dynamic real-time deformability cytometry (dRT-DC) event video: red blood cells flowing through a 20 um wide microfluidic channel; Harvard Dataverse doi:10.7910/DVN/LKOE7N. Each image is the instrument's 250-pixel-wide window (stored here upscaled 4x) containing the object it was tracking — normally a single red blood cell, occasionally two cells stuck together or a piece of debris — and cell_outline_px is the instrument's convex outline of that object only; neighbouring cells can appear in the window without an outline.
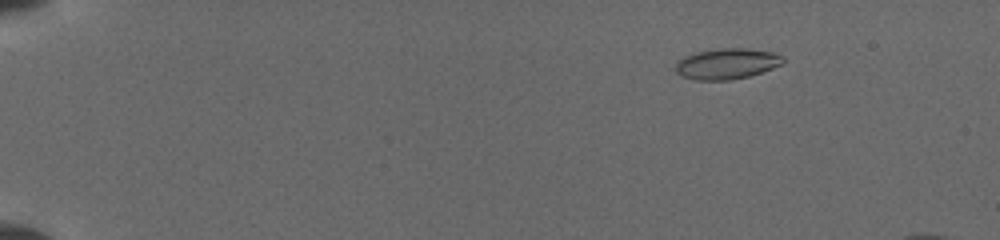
{"species": "common noctule bat (a hibernating species)", "species_latin": "Nyctalus noctula", "temperature_condition": "cold", "stored_images_in_passage": 25, "camera_frame_rate_fps": 3000, "um_per_image_px": 0.085, "animal": {"sex": "female", "body_mass_g": 19.5, "forearm_length_mm": 54.1}, "frame": {"image": 1, "passage_image": 8, "time_ms": 2.667, "image_size_px": [1000, 240], "cell_outline_px": [[784, 64], [748, 76], [728, 80], [696, 80], [680, 76], [676, 72], [676, 64], [684, 56], [696, 52], [720, 48], [748, 48], [776, 52], [784, 56]], "centroid_in_image_um": [61.81, 5.41], "position_along_channel_um": 23.2, "area_um2": 19.36}}
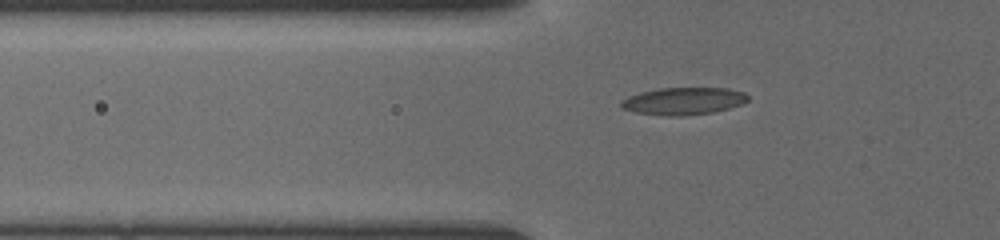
{"frame": {"image": 2, "passage_image": 20, "time_ms": 6.667, "image_size_px": [1000, 240], "cell_outline_px": [[748, 100], [740, 104], [728, 108], [712, 112], [680, 116], [668, 116], [636, 112], [624, 108], [620, 104], [620, 100], [628, 96], [660, 88], [728, 88], [744, 92], [748, 96]], "centroid_in_image_um": [58.1, 8.58], "position_along_channel_um": 67.7, "area_um2": 19.88}}
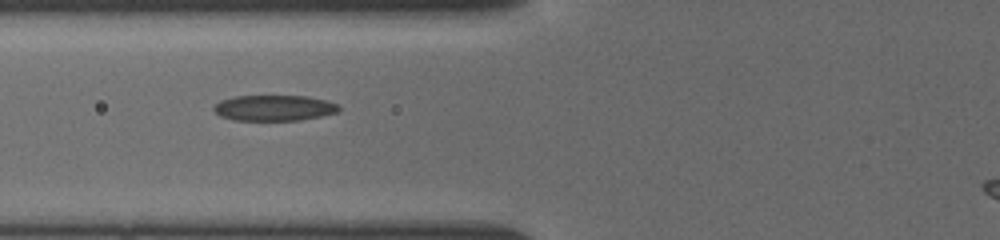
{"frame": {"image": 3, "passage_image": 23, "time_ms": 7.667, "image_size_px": [1000, 240], "cell_outline_px": [[340, 108], [336, 112], [320, 116], [300, 120], [232, 120], [220, 116], [212, 108], [220, 100], [236, 96], [308, 96], [340, 104]], "centroid_in_image_um": [23.29, 9.17], "position_along_channel_um": 102.5, "area_um2": 18.67}}